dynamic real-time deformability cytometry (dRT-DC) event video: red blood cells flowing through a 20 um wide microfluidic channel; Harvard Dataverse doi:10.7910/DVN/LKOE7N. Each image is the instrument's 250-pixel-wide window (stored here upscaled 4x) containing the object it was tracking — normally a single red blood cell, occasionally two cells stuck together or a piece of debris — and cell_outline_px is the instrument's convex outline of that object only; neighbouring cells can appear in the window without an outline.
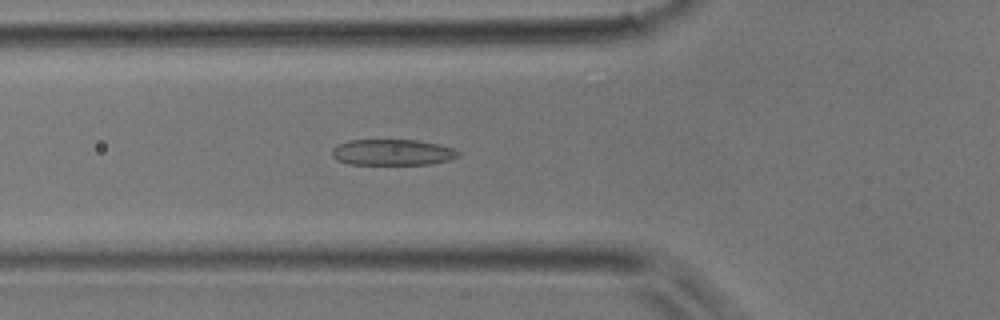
{"species": "common noctule bat (a hibernating species)", "species_latin": "Nyctalus noctula", "temperature_condition": "room temperature", "stored_images_in_passage": 43, "camera_frame_rate_fps": 3000, "um_per_image_px": 0.085, "animal": {"sex": "male", "body_mass_g": 17.9}, "frame": {"image": 1, "passage_image": 15, "time_ms": 4.667, "image_size_px": [1000, 320], "cell_outline_px": [[460, 156], [448, 160], [432, 164], [348, 164], [336, 160], [332, 156], [332, 148], [336, 144], [348, 140], [416, 140], [440, 144], [456, 148], [460, 152]], "centroid_in_image_um": [33.36, 12.94], "position_along_channel_um": 92.4, "area_um2": 19.42}}
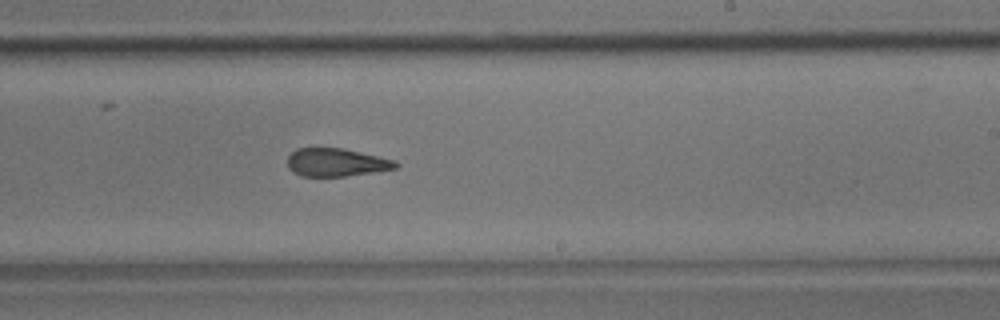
{"frame": {"image": 2, "passage_image": 26, "time_ms": 8.333, "image_size_px": [1000, 320], "cell_outline_px": [[400, 164], [396, 168], [372, 172], [344, 176], [300, 176], [292, 172], [288, 168], [288, 156], [296, 148], [344, 148], [396, 160]], "centroid_in_image_um": [28.58, 13.8], "position_along_channel_um": 260.4, "area_um2": 17.74}}
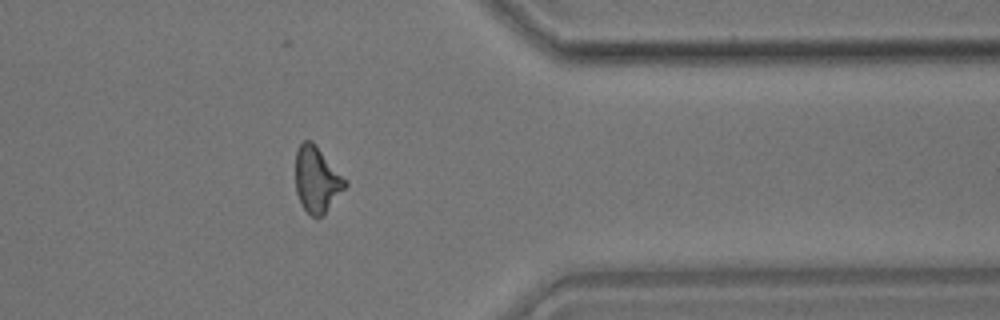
{"frame": {"image": 3, "passage_image": 35, "time_ms": 11.333, "image_size_px": [1000, 320], "cell_outline_px": [[348, 184], [324, 212], [320, 216], [312, 216], [300, 204], [296, 192], [296, 152], [300, 144], [304, 140], [312, 140], [316, 144], [348, 180]], "centroid_in_image_um": [26.93, 15.21], "position_along_channel_um": 384.5, "area_um2": 18.9}}